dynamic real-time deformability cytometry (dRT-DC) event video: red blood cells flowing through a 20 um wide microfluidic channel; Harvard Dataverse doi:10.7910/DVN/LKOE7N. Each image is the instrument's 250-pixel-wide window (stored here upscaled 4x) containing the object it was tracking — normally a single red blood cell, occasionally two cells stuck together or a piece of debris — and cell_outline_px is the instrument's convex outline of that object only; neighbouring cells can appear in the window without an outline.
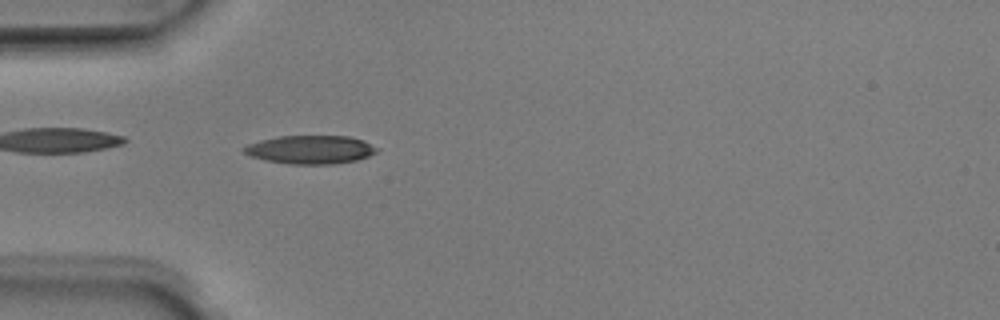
{"species": "Egyptian fruit bat (a non-hibernating species)", "species_latin": "Rousettus aegyptiacus", "temperature_condition": "room temperature", "stored_images_in_passage": 40, "camera_frame_rate_fps": 3000, "um_per_image_px": 0.085, "animal": {"sex": "male"}, "frame": {"image": 1, "passage_image": 5, "time_ms": 1.333, "image_size_px": [1000, 320], "cell_outline_px": [[380, 148], [376, 152], [368, 156], [356, 160], [332, 164], [288, 164], [264, 160], [252, 156], [244, 152], [244, 148], [248, 144], [260, 140], [280, 136], [348, 136], [364, 140]], "centroid_in_image_um": [26.42, 12.71], "position_along_channel_um": 58.6, "area_um2": 21.96}}
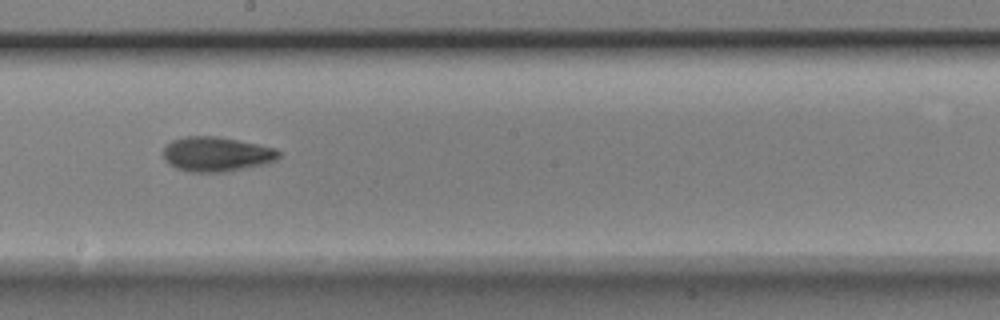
{"frame": {"image": 2, "passage_image": 18, "time_ms": 5.667, "image_size_px": [1000, 320], "cell_outline_px": [[280, 156], [276, 160], [264, 164], [224, 172], [188, 172], [176, 168], [168, 164], [164, 160], [164, 148], [172, 140], [184, 136], [216, 136], [276, 148], [280, 152]], "centroid_in_image_um": [18.38, 13.11], "position_along_channel_um": 229.8, "area_um2": 23.29}}
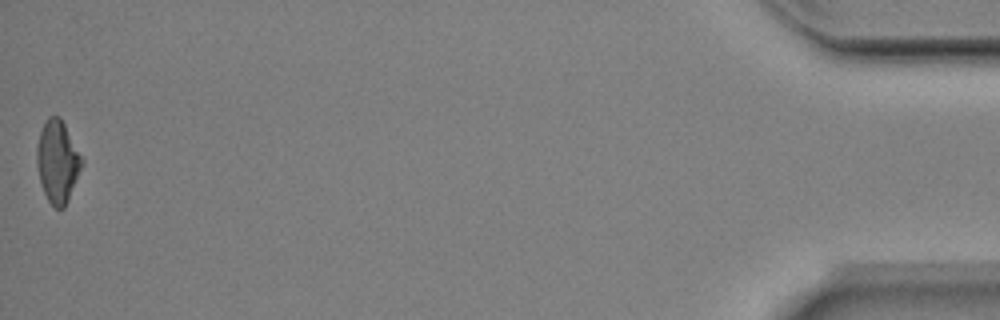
{"frame": {"image": 3, "passage_image": 40, "time_ms": 13.0, "image_size_px": [1000, 320], "cell_outline_px": [[84, 160], [68, 200], [64, 208], [56, 208], [48, 200], [44, 192], [40, 180], [36, 164], [36, 148], [40, 132], [48, 116], [60, 116]], "centroid_in_image_um": [4.88, 13.71], "position_along_channel_um": 430.3, "area_um2": 21.33}, "authors_computed_cell_mechanics": {"area_um2": 21.8484, "velocity_mm_per_s": 4.0416, "shape_relaxation_time_tau1_ms": 3.0974, "shape_relaxation_time_tau2_ms": 5.6129, "deformation_change_tau1": 0.131, "deformation_change_tau2": 0.1306}}